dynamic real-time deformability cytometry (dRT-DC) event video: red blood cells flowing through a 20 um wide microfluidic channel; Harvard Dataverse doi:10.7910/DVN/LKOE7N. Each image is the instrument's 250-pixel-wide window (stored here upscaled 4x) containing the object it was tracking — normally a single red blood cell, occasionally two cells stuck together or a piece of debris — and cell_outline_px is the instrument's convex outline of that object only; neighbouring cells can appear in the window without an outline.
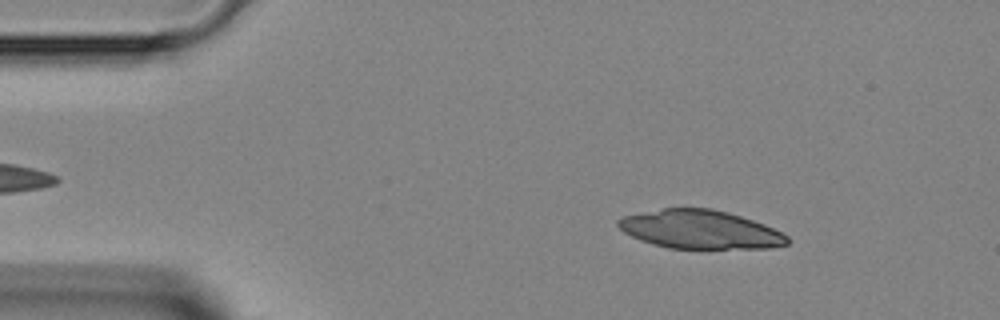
{"species": "Egyptian fruit bat (a non-hibernating species)", "species_latin": "Rousettus aegyptiacus", "temperature_condition": "room temperature", "stored_images_in_passage": 18, "camera_frame_rate_fps": 3000, "um_per_image_px": 0.085, "animal": {"sex": "female"}, "frame": {"image": 1, "passage_image": 6, "time_ms": 1.667, "image_size_px": [1000, 320], "cell_outline_px": [[788, 244], [768, 248], [668, 248], [652, 244], [640, 240], [624, 232], [616, 224], [616, 220], [620, 216], [664, 208], [712, 208], [728, 212], [764, 224], [788, 236]], "centroid_in_image_um": [59.46, 19.5], "position_along_channel_um": 25.5, "area_um2": 37.92}}